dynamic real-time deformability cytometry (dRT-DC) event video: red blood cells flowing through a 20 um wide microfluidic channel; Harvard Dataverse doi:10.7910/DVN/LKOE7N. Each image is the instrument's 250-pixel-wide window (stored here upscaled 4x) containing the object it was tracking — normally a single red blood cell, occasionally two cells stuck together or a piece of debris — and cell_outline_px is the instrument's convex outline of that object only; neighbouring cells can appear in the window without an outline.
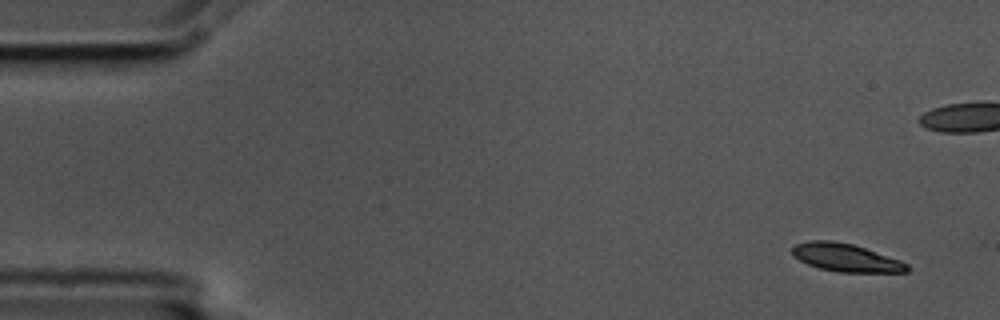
{"species": "common noctule bat (a hibernating species)", "species_latin": "Nyctalus noctula", "temperature_condition": "cold", "stored_images_in_passage": 6, "camera_frame_rate_fps": 3000, "um_per_image_px": 0.085, "animal": {"sex": "male", "body_mass_g": 17.5, "forearm_length_mm": 52.3}, "frame": {"image": 1, "passage_image": 1, "time_ms": 0.0, "image_size_px": [1000, 320], "cell_outline_px": [[908, 272], [840, 272], [820, 268], [808, 264], [792, 256], [792, 248], [796, 244], [808, 240], [832, 240], [852, 244], [900, 260], [908, 264]], "centroid_in_image_um": [71.87, 21.89], "position_along_channel_um": 13.1, "area_um2": 18.55}}
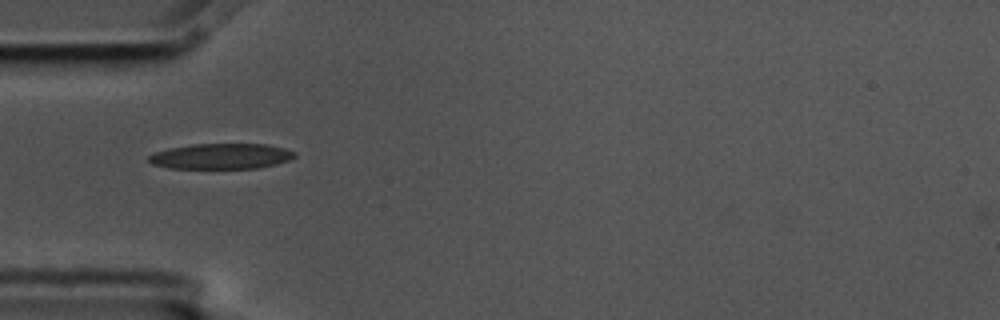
{"frame": {"image": 2, "passage_image": 6, "time_ms": 1.667, "image_size_px": [1000, 320], "cell_outline_px": [[296, 156], [288, 160], [276, 164], [256, 168], [168, 168], [152, 164], [148, 160], [148, 156], [156, 152], [168, 148], [192, 144], [268, 144], [284, 148], [296, 152]], "centroid_in_image_um": [18.8, 13.27], "position_along_channel_um": 66.2, "area_um2": 21.68}}